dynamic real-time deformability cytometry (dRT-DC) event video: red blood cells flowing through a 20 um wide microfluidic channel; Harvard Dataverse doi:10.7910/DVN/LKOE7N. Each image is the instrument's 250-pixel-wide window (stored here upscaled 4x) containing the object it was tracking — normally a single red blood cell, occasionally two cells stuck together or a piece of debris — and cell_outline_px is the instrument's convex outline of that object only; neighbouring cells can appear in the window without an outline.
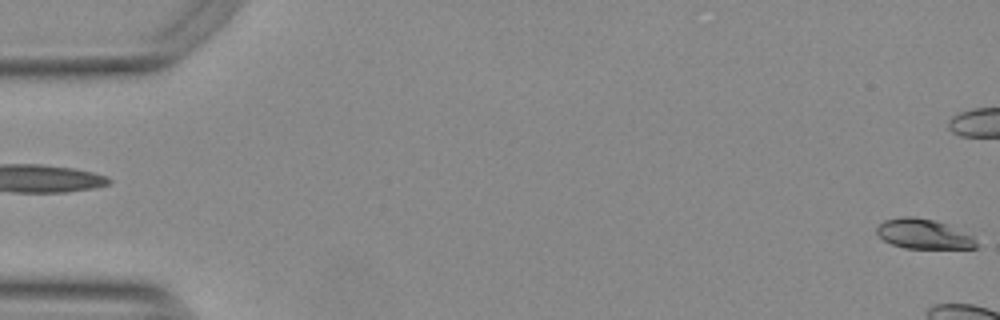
{"species": "Egyptian fruit bat (a non-hibernating species)", "species_latin": "Rousettus aegyptiacus", "temperature_condition": "warm", "stored_images_in_passage": 9, "camera_frame_rate_fps": 3000, "um_per_image_px": 0.085, "animal": {"sex": "female"}, "frame": {"image": 1, "passage_image": 1, "time_ms": 0.0, "image_size_px": [1000, 320], "cell_outline_px": [[976, 248], [904, 248], [892, 244], [884, 240], [876, 232], [876, 228], [884, 220], [900, 216], [916, 216], [936, 220], [948, 224], [972, 236], [976, 240]], "centroid_in_image_um": [78.48, 19.87], "position_along_channel_um": 6.5, "area_um2": 17.34}}